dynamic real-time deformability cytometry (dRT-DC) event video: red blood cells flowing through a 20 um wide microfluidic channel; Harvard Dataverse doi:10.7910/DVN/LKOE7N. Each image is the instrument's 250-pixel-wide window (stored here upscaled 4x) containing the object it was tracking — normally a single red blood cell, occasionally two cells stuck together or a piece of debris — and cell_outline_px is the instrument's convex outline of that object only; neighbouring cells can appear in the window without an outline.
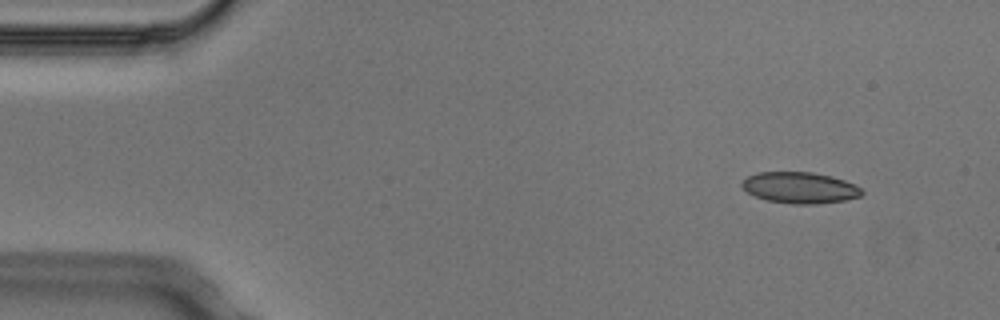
{"species": "Egyptian fruit bat (a non-hibernating species)", "species_latin": "Rousettus aegyptiacus", "temperature_condition": "cold", "stored_images_in_passage": 7, "camera_frame_rate_fps": 3000, "um_per_image_px": 0.085, "animal": {"sex": "male"}, "frame": {"image": 1, "passage_image": 1, "time_ms": 0.0, "image_size_px": [1000, 320], "cell_outline_px": [[864, 192], [860, 196], [844, 200], [816, 204], [792, 204], [768, 200], [756, 196], [748, 192], [740, 184], [748, 176], [760, 172], [812, 172], [832, 176], [856, 184]], "centroid_in_image_um": [68.02, 15.95], "position_along_channel_um": 17.0, "area_um2": 21.68}}
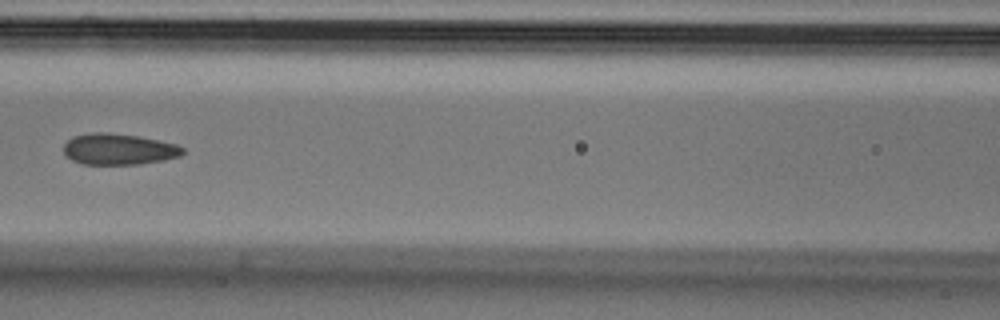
{"frame": {"image": 2, "passage_image": 6, "time_ms": 1.667, "image_size_px": [1000, 320], "cell_outline_px": [[184, 152], [180, 156], [164, 160], [140, 164], [84, 164], [72, 160], [64, 152], [64, 144], [72, 136], [92, 132], [108, 132], [140, 136], [176, 144], [184, 148]], "centroid_in_image_um": [10.1, 12.67], "position_along_channel_um": 156.5, "area_um2": 21.68}}
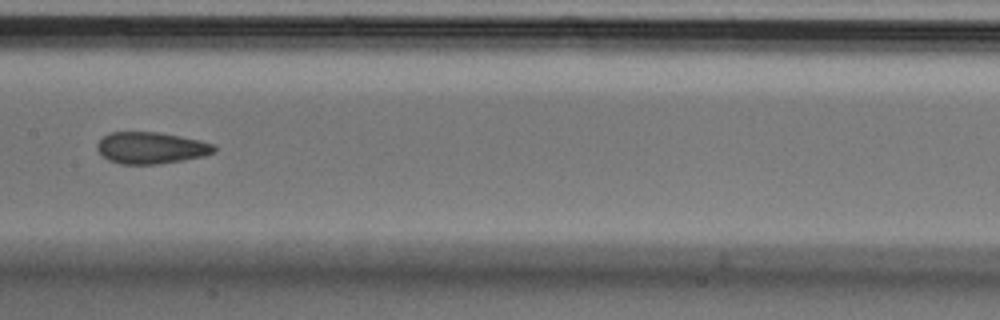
{"frame": {"image": 3, "passage_image": 7, "time_ms": 2.0, "image_size_px": [1000, 320], "cell_outline_px": [[216, 152], [204, 156], [156, 164], [120, 164], [108, 160], [96, 148], [96, 144], [108, 132], [160, 132], [200, 140], [216, 144]], "centroid_in_image_um": [12.85, 12.56], "position_along_channel_um": 194.5, "area_um2": 21.62}}